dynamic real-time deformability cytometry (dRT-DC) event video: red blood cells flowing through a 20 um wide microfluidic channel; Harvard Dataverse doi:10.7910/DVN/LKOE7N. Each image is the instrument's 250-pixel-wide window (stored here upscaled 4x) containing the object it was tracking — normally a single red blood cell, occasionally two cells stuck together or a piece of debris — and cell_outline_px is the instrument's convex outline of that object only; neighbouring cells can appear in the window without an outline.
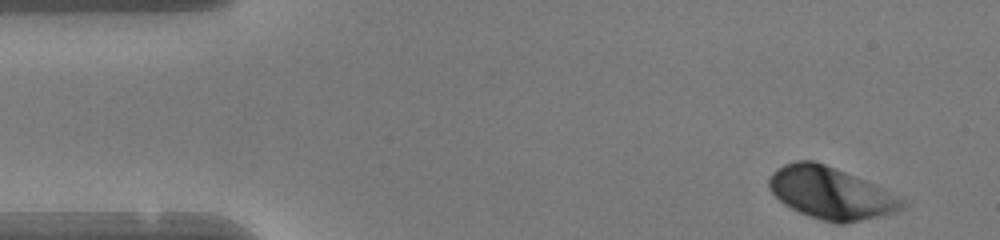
{"species": "human", "species_latin": "Homo sapiens", "temperature_condition": "warm", "stored_images_in_passage": 46, "camera_frame_rate_fps": 3000, "um_per_image_px": 0.085, "donor": {"sex": "female"}, "frame": {"image": 1, "passage_image": 1, "time_ms": 0.0, "image_size_px": [1000, 240], "cell_outline_px": [[908, 204], [904, 208], [896, 212], [880, 216], [844, 224], [836, 224], [808, 216], [784, 204], [768, 188], [768, 176], [776, 168], [784, 164], [796, 160], [812, 160], [824, 164], [864, 180], [908, 200]], "centroid_in_image_um": [70.62, 16.42], "position_along_channel_um": 14.4, "area_um2": 40.34}}
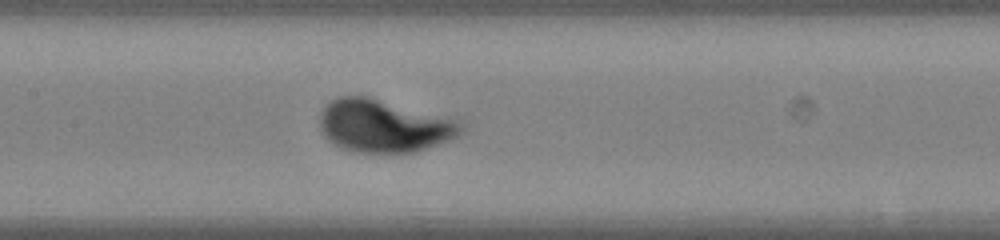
{"frame": {"image": 2, "passage_image": 20, "time_ms": 6.333, "image_size_px": [1000, 240], "cell_outline_px": [[464, 128], [460, 136], [416, 152], [352, 152], [340, 148], [328, 140], [324, 136], [320, 128], [320, 112], [332, 100], [340, 96], [368, 96], [460, 116], [464, 124]], "centroid_in_image_um": [32.77, 10.67], "position_along_channel_um": 174.6, "area_um2": 44.97}}
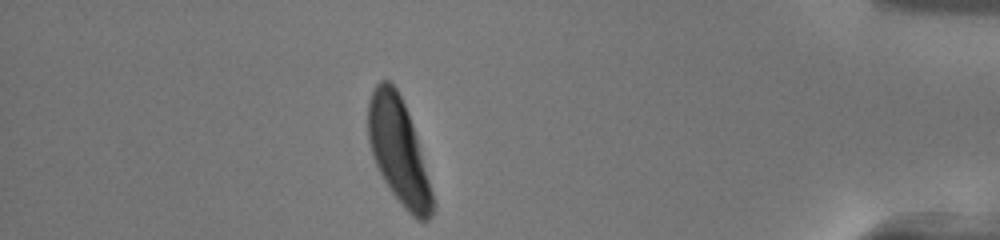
{"frame": {"image": 3, "passage_image": 40, "time_ms": 13.0, "image_size_px": [1000, 240], "cell_outline_px": [[436, 204], [428, 220], [416, 220], [404, 208], [392, 192], [384, 180], [372, 156], [368, 140], [368, 100], [376, 84], [380, 80], [388, 80], [396, 88], [404, 104], [416, 136]], "centroid_in_image_um": [33.87, 12.86], "position_along_channel_um": 401.3, "area_um2": 39.13}, "authors_computed_cell_mechanics": {"area_um2": 40.2288, "velocity_mm_per_s": 4.1284, "shape_relaxation_time_tau1_ms": 2.3736, "shape_relaxation_time_tau2_ms": null, "deformation_change_tau1": 0.172, "deformation_change_tau2": null}}